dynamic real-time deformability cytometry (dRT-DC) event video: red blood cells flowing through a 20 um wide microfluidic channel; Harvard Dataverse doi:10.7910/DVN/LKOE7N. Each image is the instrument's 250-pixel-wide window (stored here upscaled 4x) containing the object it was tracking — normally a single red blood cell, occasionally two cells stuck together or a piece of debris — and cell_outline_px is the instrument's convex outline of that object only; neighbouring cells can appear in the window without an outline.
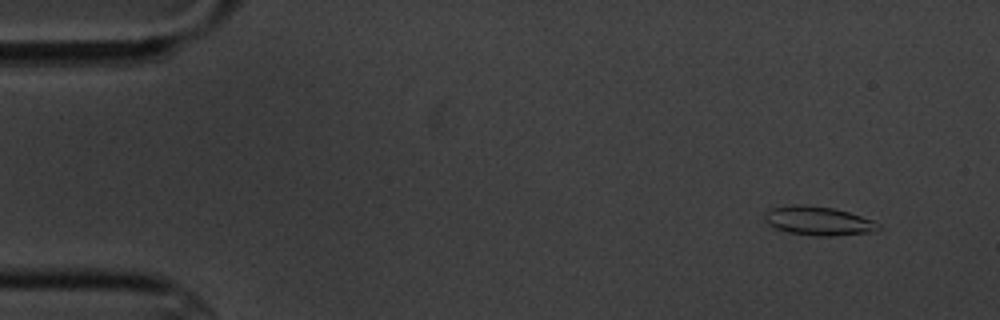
{"species": "common noctule bat (a hibernating species)", "species_latin": "Nyctalus noctula", "temperature_condition": "cold", "stored_images_in_passage": 9, "camera_frame_rate_fps": 3000, "um_per_image_px": 0.085, "animal": {"sex": "male", "body_mass_g": 20.1, "forearm_length_mm": 53.5}, "frame": {"image": 1, "passage_image": 2, "time_ms": 1.333, "image_size_px": [1000, 320], "cell_outline_px": [[880, 228], [876, 232], [832, 236], [816, 236], [788, 232], [776, 228], [768, 224], [764, 220], [764, 212], [772, 208], [792, 204], [808, 204], [832, 208], [848, 212], [872, 220], [880, 224]], "centroid_in_image_um": [69.55, 18.77], "position_along_channel_um": 15.4, "area_um2": 19.31}}
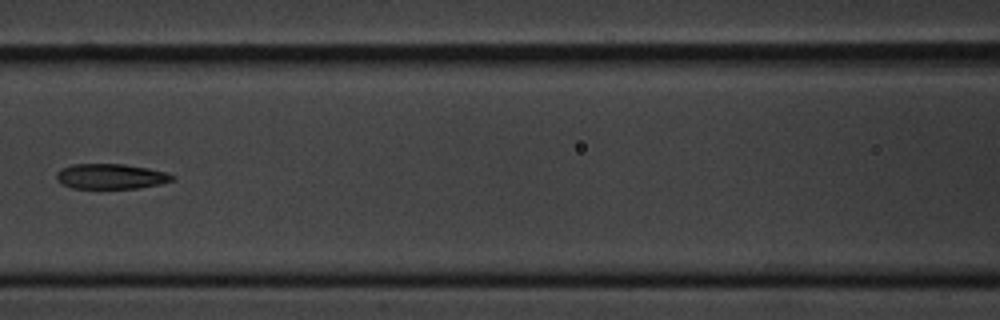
{"frame": {"image": 2, "passage_image": 8, "time_ms": 8.333, "image_size_px": [1000, 320], "cell_outline_px": [[176, 180], [160, 184], [140, 188], [72, 188], [60, 184], [56, 180], [56, 172], [60, 168], [72, 164], [124, 164], [148, 168], [164, 172], [176, 176]], "centroid_in_image_um": [9.4, 14.99], "position_along_channel_um": 157.2, "area_um2": 17.22}}
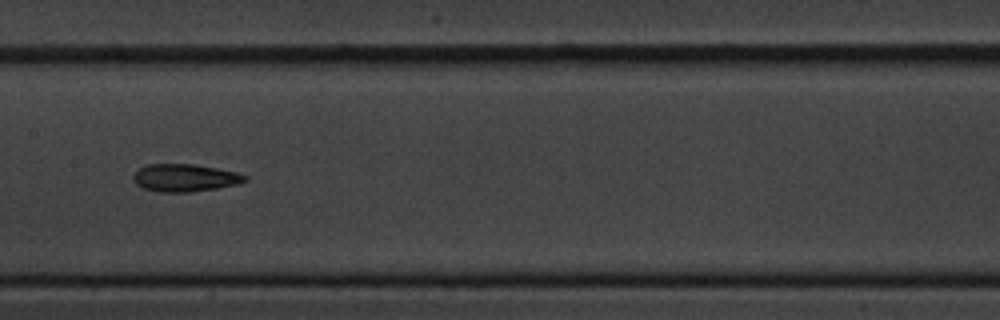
{"frame": {"image": 3, "passage_image": 9, "time_ms": 9.333, "image_size_px": [1000, 320], "cell_outline_px": [[248, 180], [236, 184], [216, 188], [192, 192], [160, 192], [144, 188], [136, 184], [132, 176], [140, 168], [148, 164], [192, 164], [216, 168], [236, 172], [248, 176]], "centroid_in_image_um": [15.72, 15.11], "position_along_channel_um": 191.7, "area_um2": 17.8}}